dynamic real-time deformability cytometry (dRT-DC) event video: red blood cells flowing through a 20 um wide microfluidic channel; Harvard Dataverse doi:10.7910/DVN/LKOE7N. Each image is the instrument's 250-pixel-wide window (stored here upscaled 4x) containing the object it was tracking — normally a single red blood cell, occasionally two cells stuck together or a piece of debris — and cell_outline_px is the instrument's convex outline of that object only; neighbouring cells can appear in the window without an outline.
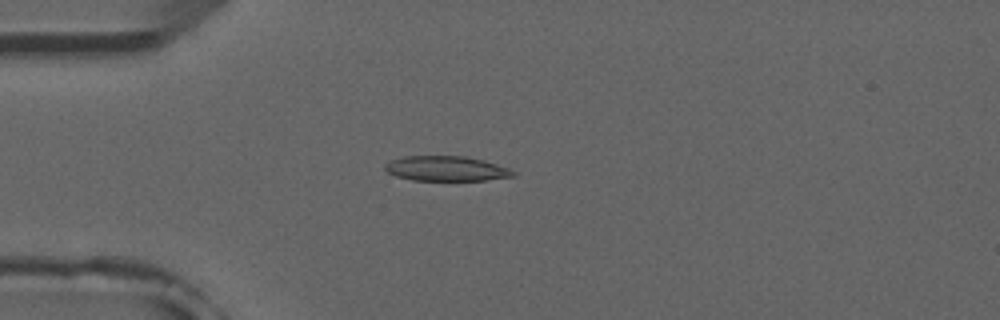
{"species": "common noctule bat (a hibernating species)", "species_latin": "Nyctalus noctula", "temperature_condition": "room temperature", "stored_images_in_passage": 4, "camera_frame_rate_fps": 3000, "um_per_image_px": 0.085, "animal": {"sex": "male", "forearm_length_mm": 52.5}, "frame": {"image": 1, "passage_image": 4, "time_ms": 3.333, "image_size_px": [1000, 320], "cell_outline_px": [[516, 176], [488, 180], [412, 180], [396, 176], [388, 172], [384, 168], [384, 164], [392, 160], [404, 156], [464, 156], [484, 160], [508, 168], [516, 172]], "centroid_in_image_um": [37.95, 14.33], "position_along_channel_um": 47.1, "area_um2": 18.61}}